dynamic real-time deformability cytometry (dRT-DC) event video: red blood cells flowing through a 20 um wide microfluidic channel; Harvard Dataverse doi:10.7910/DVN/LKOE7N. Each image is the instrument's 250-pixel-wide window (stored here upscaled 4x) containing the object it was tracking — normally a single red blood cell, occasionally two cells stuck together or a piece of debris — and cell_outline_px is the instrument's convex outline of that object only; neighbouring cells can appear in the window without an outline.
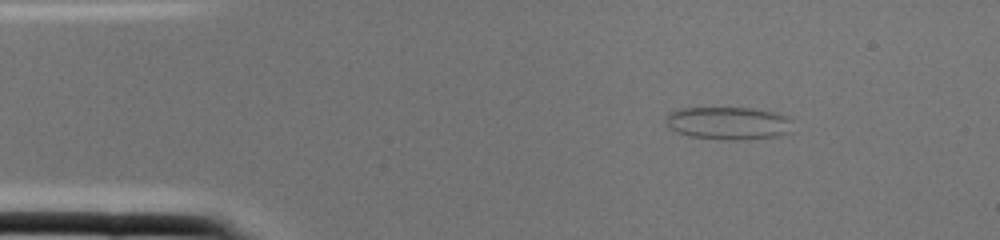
{"species": "common noctule bat (a hibernating species)", "species_latin": "Nyctalus noctula", "temperature_condition": "cold", "stored_images_in_passage": 1, "camera_frame_rate_fps": 3000, "um_per_image_px": 0.085, "animal": {"sex": "female", "body_mass_g": 22.0, "forearm_length_mm": 56.7}, "frame": {"image": 1, "passage_image": 1, "time_ms": 0.0, "image_size_px": [1000, 240], "cell_outline_px": [[792, 120], [788, 132], [776, 136], [740, 140], [728, 140], [688, 136], [676, 132], [664, 120], [668, 112], [680, 108], [752, 108], [772, 112], [784, 116]], "centroid_in_image_um": [61.85, 10.47], "position_along_channel_um": 23.2, "area_um2": 24.04}}